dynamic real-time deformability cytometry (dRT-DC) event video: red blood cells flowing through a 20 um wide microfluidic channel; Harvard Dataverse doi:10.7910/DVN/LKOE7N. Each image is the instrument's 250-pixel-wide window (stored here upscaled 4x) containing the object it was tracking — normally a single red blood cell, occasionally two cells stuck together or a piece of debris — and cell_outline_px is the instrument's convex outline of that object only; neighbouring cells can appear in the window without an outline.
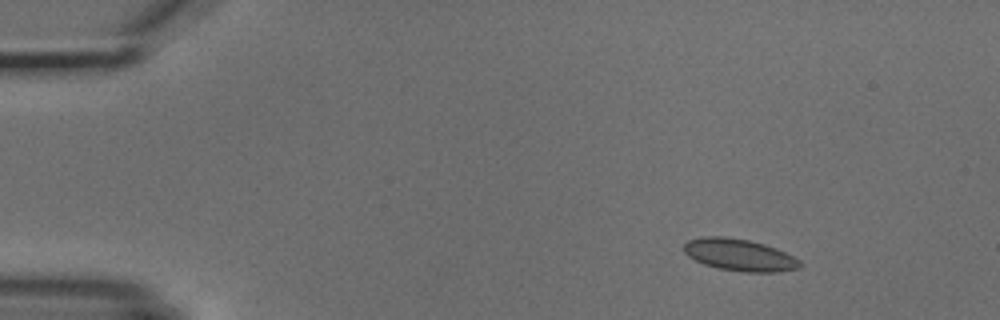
{"species": "common noctule bat (a hibernating species)", "species_latin": "Nyctalus noctula", "temperature_condition": "cold", "stored_images_in_passage": 6, "camera_frame_rate_fps": 3000, "um_per_image_px": 0.085, "animal": {"sex": "male", "body_mass_g": 18.8}, "frame": {"image": 1, "passage_image": 2, "time_ms": 1.333, "image_size_px": [1000, 320], "cell_outline_px": [[804, 264], [800, 268], [776, 272], [744, 272], [720, 268], [704, 264], [688, 256], [684, 252], [684, 244], [688, 240], [704, 236], [724, 236], [748, 240], [764, 244], [776, 248], [800, 260]], "centroid_in_image_um": [62.87, 21.67], "position_along_channel_um": 22.1, "area_um2": 21.56}}
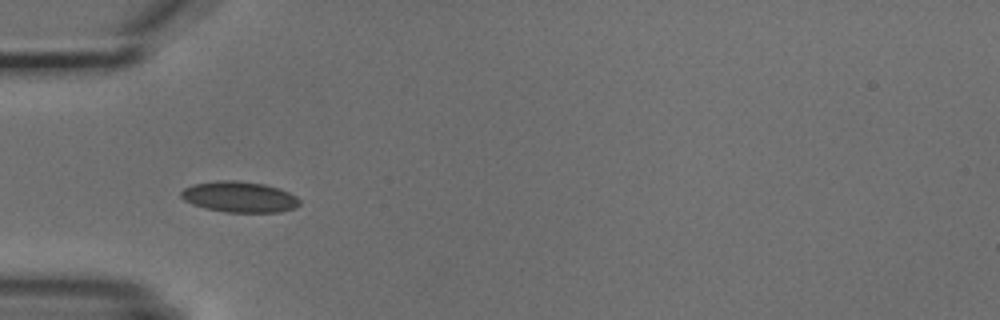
{"frame": {"image": 2, "passage_image": 5, "time_ms": 4.667, "image_size_px": [1000, 320], "cell_outline_px": [[300, 204], [296, 208], [280, 212], [224, 212], [204, 208], [192, 204], [184, 200], [180, 196], [180, 192], [184, 188], [192, 184], [216, 180], [236, 180], [264, 184], [280, 188], [296, 196], [300, 200]], "centroid_in_image_um": [20.34, 16.73], "position_along_channel_um": 64.7, "area_um2": 21.56}}
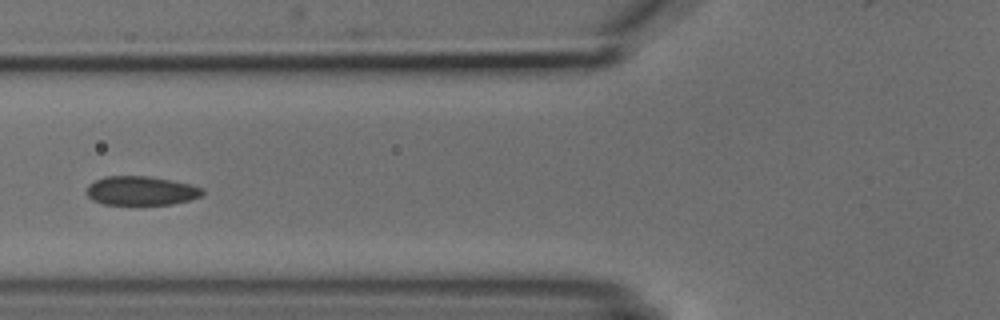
{"frame": {"image": 3, "passage_image": 6, "time_ms": 6.0, "image_size_px": [1000, 320], "cell_outline_px": [[204, 192], [200, 196], [188, 200], [172, 204], [104, 204], [92, 200], [84, 192], [88, 184], [104, 176], [148, 176], [172, 180], [192, 184], [204, 188]], "centroid_in_image_um": [11.97, 16.2], "position_along_channel_um": 113.8, "area_um2": 19.71}}